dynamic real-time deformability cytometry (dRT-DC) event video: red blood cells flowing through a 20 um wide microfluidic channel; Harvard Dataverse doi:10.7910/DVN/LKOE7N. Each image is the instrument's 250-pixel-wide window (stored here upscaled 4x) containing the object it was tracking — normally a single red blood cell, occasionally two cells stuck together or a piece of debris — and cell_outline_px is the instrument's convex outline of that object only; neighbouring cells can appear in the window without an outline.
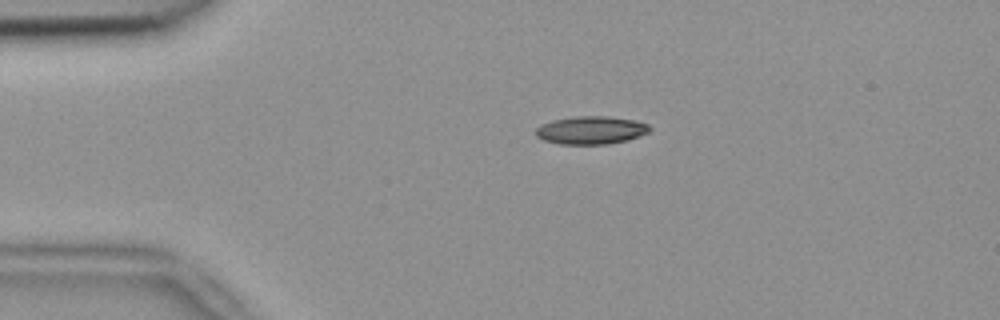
{"species": "common noctule bat (a hibernating species)", "species_latin": "Nyctalus noctula", "temperature_condition": "room temperature", "stored_images_in_passage": 2, "camera_frame_rate_fps": 3000, "um_per_image_px": 0.085, "animal": {"sex": "female", "body_mass_g": 18.4}, "frame": {"image": 1, "passage_image": 1, "time_ms": 0.0, "image_size_px": [1000, 320], "cell_outline_px": [[652, 128], [648, 132], [640, 136], [628, 140], [608, 144], [560, 144], [544, 140], [536, 136], [536, 128], [540, 124], [552, 120], [572, 116], [604, 116], [636, 120], [648, 124]], "centroid_in_image_um": [50.24, 11.06], "position_along_channel_um": 34.8, "area_um2": 18.73}}